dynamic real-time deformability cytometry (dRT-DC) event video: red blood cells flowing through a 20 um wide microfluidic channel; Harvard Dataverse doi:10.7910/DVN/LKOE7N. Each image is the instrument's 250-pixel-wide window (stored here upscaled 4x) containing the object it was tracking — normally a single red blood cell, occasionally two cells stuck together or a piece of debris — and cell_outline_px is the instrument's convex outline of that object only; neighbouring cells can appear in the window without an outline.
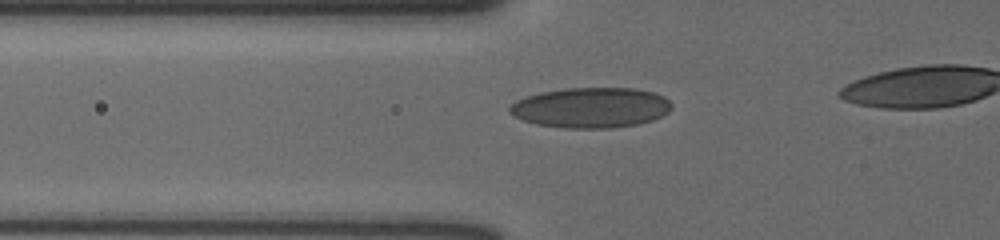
{"species": "human", "species_latin": "Homo sapiens", "temperature_condition": "cold", "stored_images_in_passage": 49, "camera_frame_rate_fps": 3000, "um_per_image_px": 0.085, "donor": {"sex": "male"}, "frame": {"image": 1, "passage_image": 19, "time_ms": 6.0, "image_size_px": [1000, 240], "cell_outline_px": [[672, 108], [668, 112], [652, 120], [640, 124], [612, 128], [564, 128], [536, 124], [524, 120], [508, 112], [508, 108], [516, 100], [524, 96], [540, 92], [564, 88], [636, 88], [652, 92], [664, 96], [672, 104]], "centroid_in_image_um": [50.22, 9.14], "position_along_channel_um": 75.6, "area_um2": 38.26}}
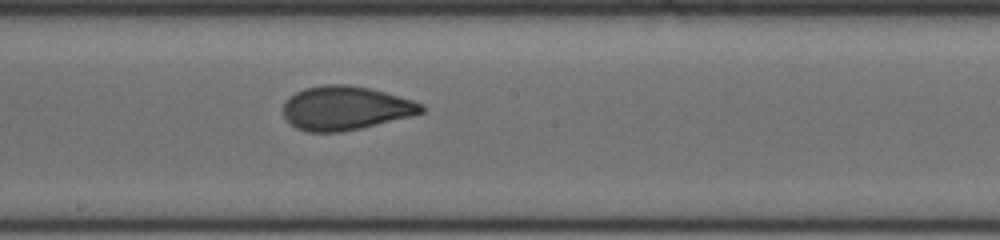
{"frame": {"image": 2, "passage_image": 31, "time_ms": 10.0, "image_size_px": [1000, 240], "cell_outline_px": [[424, 112], [412, 116], [360, 128], [340, 132], [308, 132], [296, 128], [284, 116], [284, 104], [296, 92], [304, 88], [324, 84], [348, 84], [368, 88], [384, 92], [412, 100], [424, 104]], "centroid_in_image_um": [29.38, 9.19], "position_along_channel_um": 218.8, "area_um2": 35.08}}
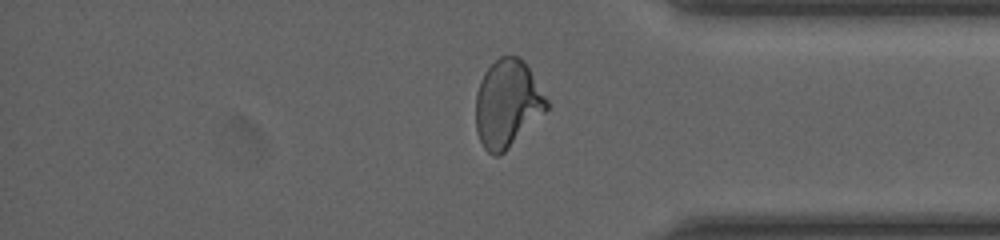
{"frame": {"image": 3, "passage_image": 46, "time_ms": 15.0, "image_size_px": [1000, 240], "cell_outline_px": [[548, 108], [500, 156], [492, 156], [484, 148], [476, 132], [476, 92], [480, 80], [484, 72], [500, 56], [520, 56], [524, 60], [548, 100]], "centroid_in_image_um": [43.1, 8.8], "position_along_channel_um": 392.1, "area_um2": 35.95}}